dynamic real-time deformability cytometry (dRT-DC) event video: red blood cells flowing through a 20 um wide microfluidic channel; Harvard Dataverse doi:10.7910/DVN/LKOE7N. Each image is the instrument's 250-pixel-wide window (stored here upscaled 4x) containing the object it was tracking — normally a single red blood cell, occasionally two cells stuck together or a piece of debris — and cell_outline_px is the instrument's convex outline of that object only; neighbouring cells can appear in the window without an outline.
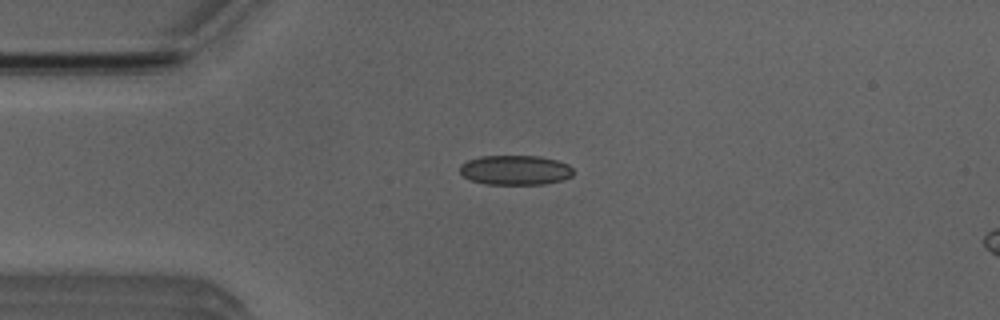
{"species": "Egyptian fruit bat (a non-hibernating species)", "species_latin": "Rousettus aegyptiacus", "temperature_condition": "room temperature", "stored_images_in_passage": 5, "camera_frame_rate_fps": 3000, "um_per_image_px": 0.085, "animal": {"sex": "male"}, "frame": {"image": 1, "passage_image": 2, "time_ms": 1.333, "image_size_px": [1000, 320], "cell_outline_px": [[572, 176], [564, 180], [544, 184], [488, 184], [472, 180], [464, 176], [460, 172], [460, 164], [468, 160], [480, 156], [540, 156], [556, 160], [568, 164], [572, 168]], "centroid_in_image_um": [43.81, 14.45], "position_along_channel_um": 41.2, "area_um2": 19.59}}